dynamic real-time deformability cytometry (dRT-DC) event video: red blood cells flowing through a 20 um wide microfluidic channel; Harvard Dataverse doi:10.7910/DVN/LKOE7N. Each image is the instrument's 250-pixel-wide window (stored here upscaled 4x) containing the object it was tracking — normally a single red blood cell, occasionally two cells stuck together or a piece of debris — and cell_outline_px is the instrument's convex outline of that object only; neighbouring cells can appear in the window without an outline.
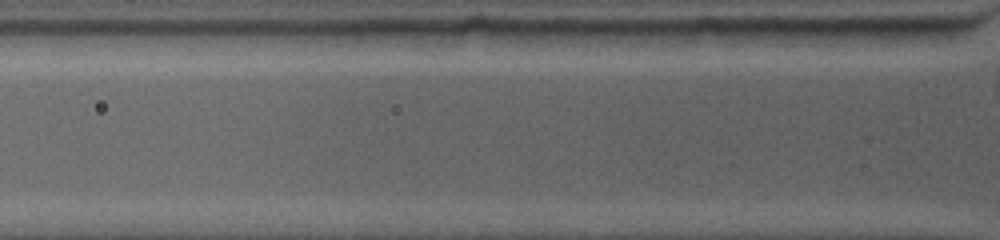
{"species": "common noctule bat (a hibernating species)", "species_latin": "Nyctalus noctula", "temperature_condition": "warm", "stored_images_in_passage": 4, "camera_frame_rate_fps": 4500, "um_per_image_px": 0.085, "animal": {"sex": "female", "body_mass_g": 19.0, "forearm_length_mm": 53.3}, "frame": {"image": 1, "passage_image": 2, "time_ms": 0.444, "image_size_px": [1000, 240], "cell_outline_px": [[664, 32], [656, 44], [584, 48], [580, 44], [572, 32], [600, 28], [664, 28]], "centroid_in_image_um": [52.55, 3.14], "position_along_channel_um": 73.3, "area_um2": 10.64}}